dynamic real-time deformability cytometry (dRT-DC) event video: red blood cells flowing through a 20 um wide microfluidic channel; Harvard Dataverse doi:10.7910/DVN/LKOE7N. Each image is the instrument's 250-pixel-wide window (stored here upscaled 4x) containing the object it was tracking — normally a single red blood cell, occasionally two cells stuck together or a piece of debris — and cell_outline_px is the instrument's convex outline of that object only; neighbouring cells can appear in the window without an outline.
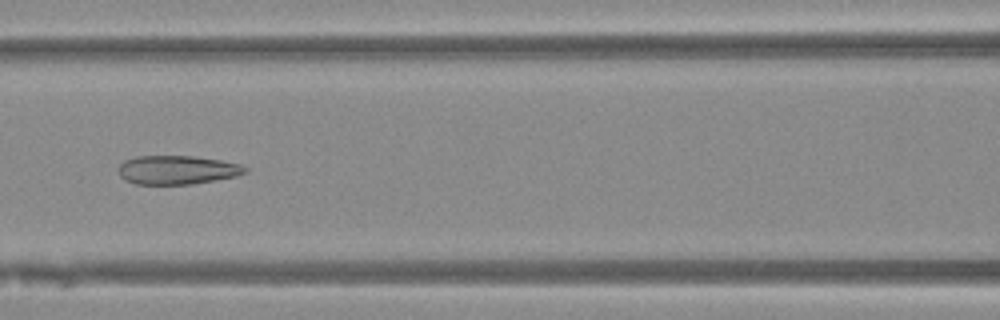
{"species": "Egyptian fruit bat (a non-hibernating species)", "species_latin": "Rousettus aegyptiacus", "temperature_condition": "warm", "stored_images_in_passage": 50, "camera_frame_rate_fps": 3000, "um_per_image_px": 0.085, "animal": {"sex": "female"}, "frame": {"image": 1, "passage_image": 23, "time_ms": 7.333, "image_size_px": [1000, 320], "cell_outline_px": [[248, 172], [236, 176], [192, 184], [136, 184], [124, 180], [120, 176], [120, 164], [124, 160], [136, 156], [192, 156], [220, 160], [240, 164], [248, 168]], "centroid_in_image_um": [15.06, 14.44], "position_along_channel_um": 151.5, "area_um2": 21.21}}
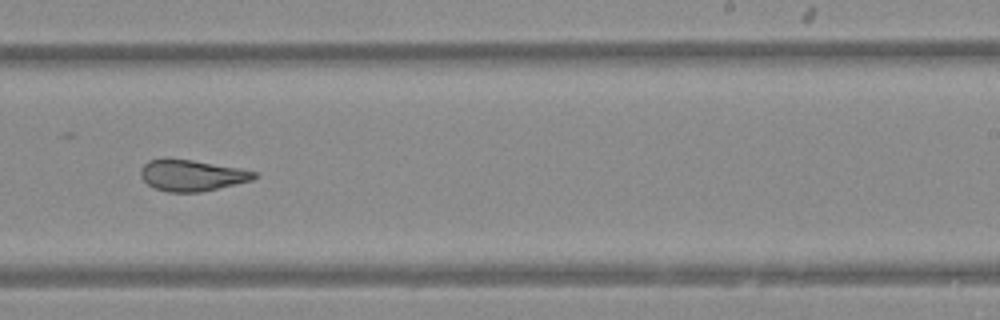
{"frame": {"image": 2, "passage_image": 32, "time_ms": 10.333, "image_size_px": [1000, 320], "cell_outline_px": [[260, 176], [252, 180], [236, 184], [200, 192], [168, 192], [156, 188], [148, 184], [140, 176], [140, 168], [148, 160], [164, 156], [168, 156], [240, 168], [260, 172]], "centroid_in_image_um": [16.3, 14.87], "position_along_channel_um": 272.7, "area_um2": 21.15}}
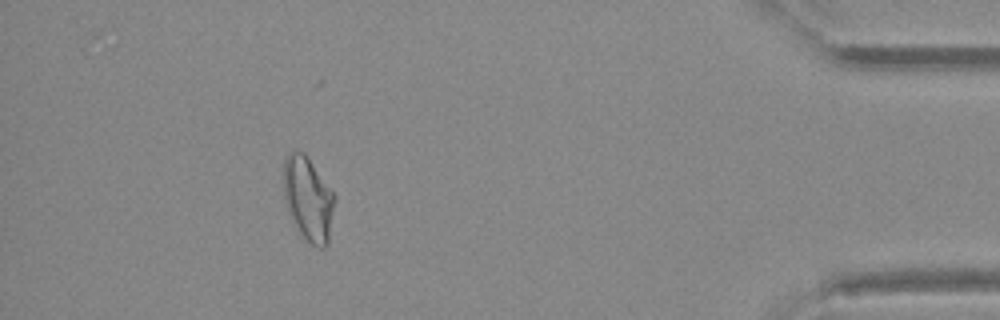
{"frame": {"image": 3, "passage_image": 46, "time_ms": 15.0, "image_size_px": [1000, 320], "cell_outline_px": [[336, 200], [328, 244], [324, 248], [316, 248], [300, 236], [288, 212], [284, 200], [284, 156], [292, 148], [304, 152], [336, 196]], "centroid_in_image_um": [26.19, 16.91], "position_along_channel_um": 409.0, "area_um2": 25.61}}